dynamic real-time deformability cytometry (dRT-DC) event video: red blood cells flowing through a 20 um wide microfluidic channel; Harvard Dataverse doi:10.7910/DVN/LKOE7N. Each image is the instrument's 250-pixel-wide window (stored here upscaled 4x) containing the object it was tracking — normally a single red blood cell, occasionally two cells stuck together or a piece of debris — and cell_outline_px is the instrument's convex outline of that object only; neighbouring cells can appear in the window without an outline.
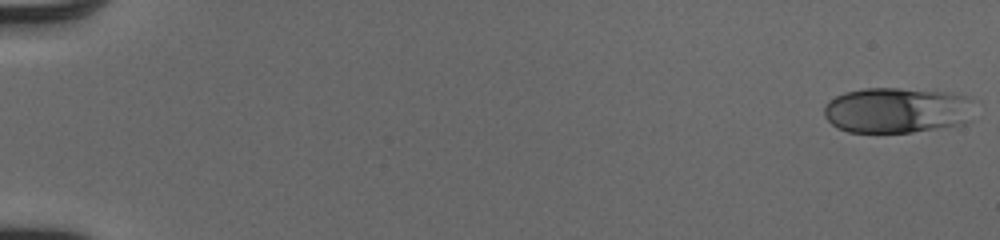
{"species": "human", "species_latin": "Homo sapiens", "temperature_condition": "cold", "stored_images_in_passage": 51, "camera_frame_rate_fps": 3000, "um_per_image_px": 0.085, "donor": {"sex": "male"}, "frame": {"image": 1, "passage_image": 1, "time_ms": 0.0, "image_size_px": [1000, 240], "cell_outline_px": [[972, 120], [964, 124], [912, 132], [848, 132], [836, 128], [824, 116], [824, 104], [828, 100], [844, 92], [864, 88], [900, 88], [948, 92], [972, 96]], "centroid_in_image_um": [76.26, 9.36], "position_along_channel_um": 8.7, "area_um2": 40.58}}
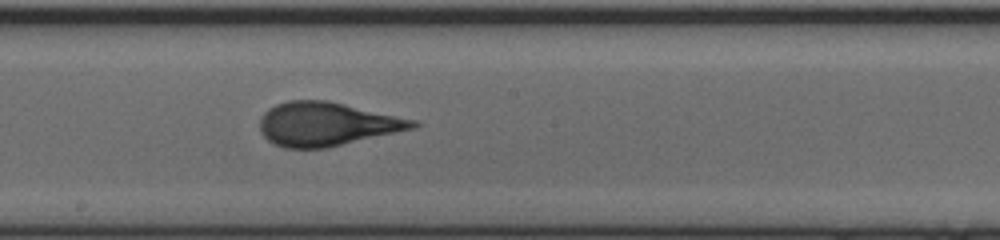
{"frame": {"image": 2, "passage_image": 30, "time_ms": 9.667, "image_size_px": [1000, 240], "cell_outline_px": [[420, 124], [416, 128], [328, 148], [284, 148], [272, 144], [260, 132], [260, 116], [268, 108], [276, 104], [288, 100], [328, 100], [416, 120]], "centroid_in_image_um": [27.75, 10.55], "position_along_channel_um": 220.4, "area_um2": 39.25}}
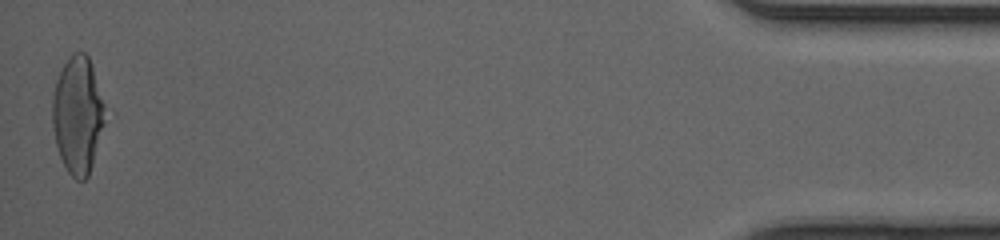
{"frame": {"image": 3, "passage_image": 51, "time_ms": 16.667, "image_size_px": [1000, 240], "cell_outline_px": [[104, 124], [92, 164], [88, 176], [84, 180], [76, 180], [68, 172], [60, 156], [56, 144], [52, 128], [52, 96], [56, 80], [68, 56], [72, 52], [84, 52], [88, 56], [104, 104]], "centroid_in_image_um": [6.58, 9.77], "position_along_channel_um": 428.6, "area_um2": 35.55}, "authors_computed_cell_mechanics": {"area_um2": 38.0324, "velocity_mm_per_s": 4.1283, "shape_relaxation_time_tau1_ms": 4.3057, "shape_relaxation_time_tau2_ms": 0.6654, "deformation_change_tau1": 0.1976, "deformation_change_tau2": 0.0755}}